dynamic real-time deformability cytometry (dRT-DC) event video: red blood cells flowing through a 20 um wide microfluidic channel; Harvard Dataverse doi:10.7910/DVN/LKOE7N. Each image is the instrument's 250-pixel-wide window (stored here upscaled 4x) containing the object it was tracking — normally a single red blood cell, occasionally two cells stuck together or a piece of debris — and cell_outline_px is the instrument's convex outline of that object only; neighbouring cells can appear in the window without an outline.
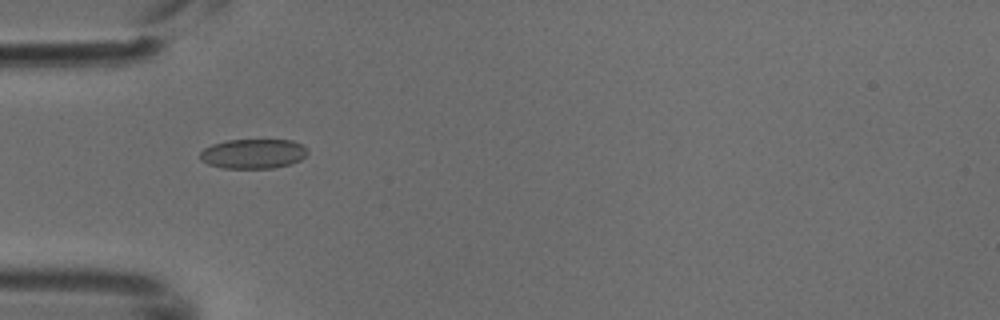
{"species": "common noctule bat (a hibernating species)", "species_latin": "Nyctalus noctula", "temperature_condition": "cold", "stored_images_in_passage": 5, "camera_frame_rate_fps": 3000, "um_per_image_px": 0.085, "animal": {"sex": "male", "body_mass_g": 18.8}, "frame": {"image": 1, "passage_image": 5, "time_ms": 1.333, "image_size_px": [1000, 320], "cell_outline_px": [[308, 152], [300, 160], [292, 164], [272, 168], [224, 168], [208, 164], [200, 160], [200, 152], [204, 148], [212, 144], [228, 140], [292, 140], [308, 148]], "centroid_in_image_um": [21.52, 13.07], "position_along_channel_um": 63.5, "area_um2": 18.61}}